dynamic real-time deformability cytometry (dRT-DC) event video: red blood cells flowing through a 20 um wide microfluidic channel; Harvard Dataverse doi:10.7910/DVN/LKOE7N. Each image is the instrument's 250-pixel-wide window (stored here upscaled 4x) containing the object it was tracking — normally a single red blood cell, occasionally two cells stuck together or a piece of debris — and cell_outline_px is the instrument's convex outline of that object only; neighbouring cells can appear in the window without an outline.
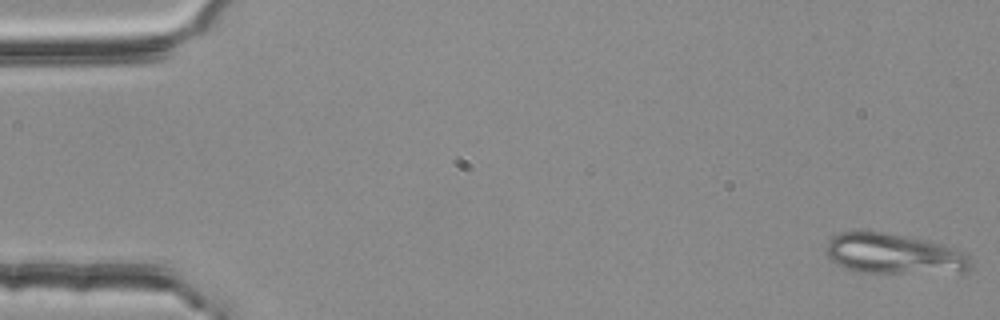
{"species": "common noctule bat (a hibernating species)", "species_latin": "Nyctalus noctula", "temperature_condition": "room temperature", "stored_images_in_passage": 53, "segment_of_instrument_passage": [1, 2], "camera_frame_rate_fps": 3000, "um_per_image_px": 0.085, "animal": {"sex": "female", "body_mass_g": 25.1}, "frame": {"image": 1, "passage_image": 1, "time_ms": 0.0, "image_size_px": [1000, 320], "cell_outline_px": [[972, 268], [968, 272], [860, 272], [844, 268], [836, 264], [824, 252], [824, 248], [828, 240], [832, 236], [840, 232], [888, 232], [928, 240], [944, 244], [968, 252], [972, 260]], "centroid_in_image_um": [76.03, 21.57], "position_along_channel_um": 9.0, "area_um2": 34.51}}